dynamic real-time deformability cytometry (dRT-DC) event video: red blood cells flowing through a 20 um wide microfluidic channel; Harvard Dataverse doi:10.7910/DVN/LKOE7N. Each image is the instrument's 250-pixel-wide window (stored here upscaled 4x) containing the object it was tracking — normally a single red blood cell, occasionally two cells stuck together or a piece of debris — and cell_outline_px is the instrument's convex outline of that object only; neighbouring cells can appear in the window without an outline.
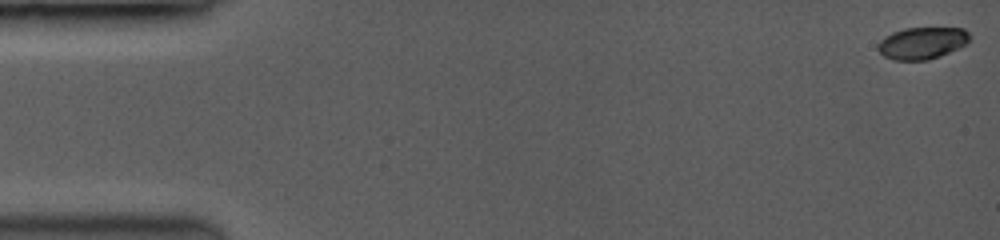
{"species": "common noctule bat (a hibernating species)", "species_latin": "Nyctalus noctula", "temperature_condition": "room temperature", "stored_images_in_passage": 42, "camera_frame_rate_fps": 3500, "um_per_image_px": 0.085, "animal": {"sex": "female", "body_mass_g": 19.0, "forearm_length_mm": 53.3}, "frame": {"image": 1, "passage_image": 1, "time_ms": 0.0, "image_size_px": [1000, 240], "cell_outline_px": [[968, 40], [964, 44], [948, 52], [924, 60], [896, 60], [884, 56], [880, 52], [880, 40], [892, 32], [908, 28], [964, 28], [968, 32]], "centroid_in_image_um": [78.36, 3.64], "position_along_channel_um": 6.6, "area_um2": 16.42}}
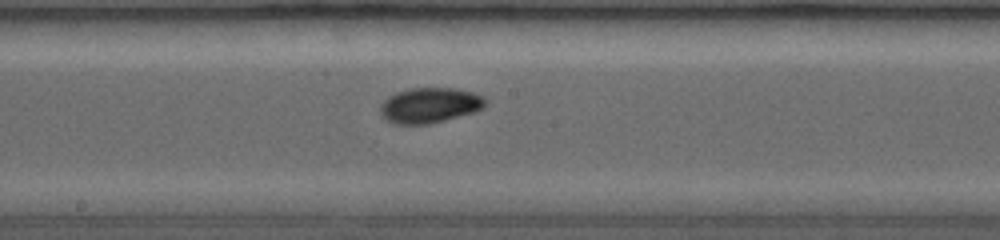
{"frame": {"image": 2, "passage_image": 21, "time_ms": 8.857, "image_size_px": [1000, 240], "cell_outline_px": [[484, 104], [480, 108], [472, 112], [444, 120], [428, 124], [392, 124], [380, 112], [380, 108], [384, 100], [400, 92], [412, 88], [456, 88], [472, 92], [480, 96], [484, 100]], "centroid_in_image_um": [36.49, 8.95], "position_along_channel_um": 211.7, "area_um2": 20.92}}
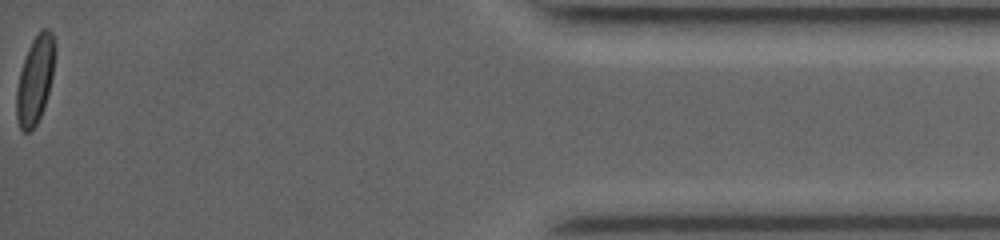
{"frame": {"image": 3, "passage_image": 42, "time_ms": 16.0, "image_size_px": [1000, 240], "cell_outline_px": [[56, 48], [52, 76], [48, 92], [40, 116], [36, 124], [28, 132], [24, 132], [20, 128], [16, 116], [16, 88], [20, 72], [28, 48], [32, 40], [40, 28], [48, 28], [52, 32]], "centroid_in_image_um": [2.98, 6.73], "position_along_channel_um": 432.2, "area_um2": 19.54}, "authors_computed_cell_mechanics": {"area_um2": 19.8832, "velocity_mm_per_s": 4.0658, "shape_relaxation_time_tau1_ms": 2.3125, "shape_relaxation_time_tau2_ms": null, "deformation_change_tau1": 0.0964, "deformation_change_tau2": null}}